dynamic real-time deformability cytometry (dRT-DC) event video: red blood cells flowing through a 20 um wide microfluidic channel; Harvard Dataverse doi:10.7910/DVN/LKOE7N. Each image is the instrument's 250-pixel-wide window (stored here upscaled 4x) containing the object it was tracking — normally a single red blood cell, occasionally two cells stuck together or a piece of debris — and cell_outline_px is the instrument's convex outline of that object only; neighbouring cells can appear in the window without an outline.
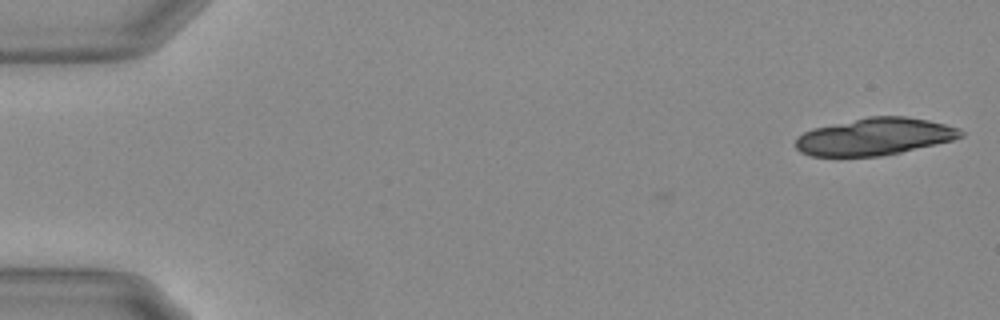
{"species": "Egyptian fruit bat (a non-hibernating species)", "species_latin": "Rousettus aegyptiacus", "temperature_condition": "warm", "stored_images_in_passage": 19, "camera_frame_rate_fps": 3000, "um_per_image_px": 0.085, "animal": {"sex": "female"}, "frame": {"image": 1, "passage_image": 1, "time_ms": 0.0, "image_size_px": [1000, 320], "cell_outline_px": [[964, 136], [952, 140], [936, 144], [900, 152], [880, 156], [808, 156], [800, 152], [796, 148], [796, 140], [804, 132], [812, 128], [868, 116], [904, 116], [928, 120], [944, 124], [956, 128], [964, 132]], "centroid_in_image_um": [74.32, 11.61], "position_along_channel_um": 10.7, "area_um2": 35.6}}